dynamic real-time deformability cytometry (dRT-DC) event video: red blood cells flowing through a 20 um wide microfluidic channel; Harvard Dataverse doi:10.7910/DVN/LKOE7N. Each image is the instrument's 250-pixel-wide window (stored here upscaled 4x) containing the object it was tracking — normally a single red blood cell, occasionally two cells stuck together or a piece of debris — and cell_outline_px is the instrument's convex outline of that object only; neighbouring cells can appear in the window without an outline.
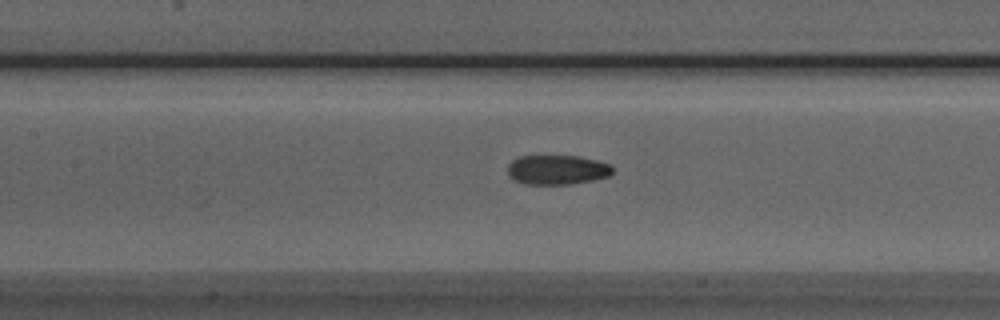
{"species": "Egyptian fruit bat (a non-hibernating species)", "species_latin": "Rousettus aegyptiacus", "temperature_condition": "room temperature", "stored_images_in_passage": 36, "camera_frame_rate_fps": 3000, "um_per_image_px": 0.085, "animal": {"sex": "male"}, "frame": {"image": 1, "passage_image": 15, "time_ms": 4.667, "image_size_px": [1000, 320], "cell_outline_px": [[612, 172], [608, 176], [592, 180], [572, 184], [524, 184], [512, 180], [508, 176], [508, 164], [512, 160], [520, 156], [576, 156], [596, 160], [608, 164], [612, 168]], "centroid_in_image_um": [47.29, 14.44], "position_along_channel_um": 160.1, "area_um2": 18.03}}
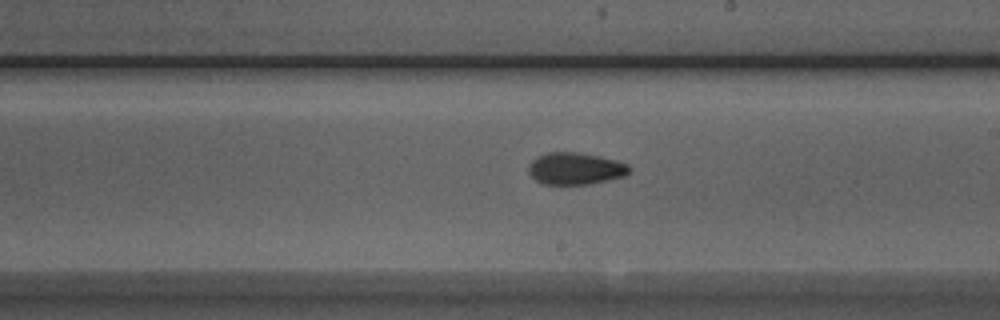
{"frame": {"image": 2, "passage_image": 21, "time_ms": 6.667, "image_size_px": [1000, 320], "cell_outline_px": [[628, 172], [624, 176], [588, 184], [544, 184], [536, 180], [528, 172], [528, 164], [536, 156], [548, 152], [580, 152], [600, 156], [616, 160], [628, 164]], "centroid_in_image_um": [48.86, 14.31], "position_along_channel_um": 240.1, "area_um2": 18.73}}
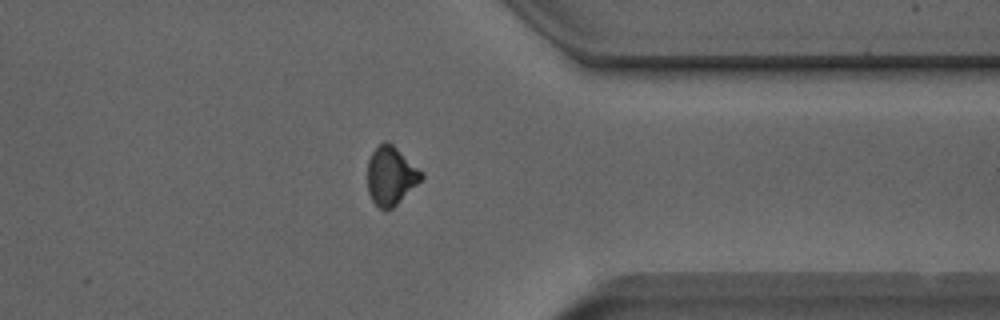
{"frame": {"image": 3, "passage_image": 32, "time_ms": 10.333, "image_size_px": [1000, 320], "cell_outline_px": [[424, 176], [392, 208], [384, 212], [372, 200], [368, 192], [368, 160], [372, 152], [384, 140], [392, 144], [424, 172]], "centroid_in_image_um": [33.21, 14.93], "position_along_channel_um": 378.2, "area_um2": 18.15}, "authors_computed_cell_mechanics": {"area_um2": 18.5827, "velocity_mm_per_s": 4.0049, "shape_relaxation_time_tau1_ms": 7.2452, "shape_relaxation_time_tau2_ms": 2.103, "deformation_change_tau1": 0.1544, "deformation_change_tau2": 0.0637}}